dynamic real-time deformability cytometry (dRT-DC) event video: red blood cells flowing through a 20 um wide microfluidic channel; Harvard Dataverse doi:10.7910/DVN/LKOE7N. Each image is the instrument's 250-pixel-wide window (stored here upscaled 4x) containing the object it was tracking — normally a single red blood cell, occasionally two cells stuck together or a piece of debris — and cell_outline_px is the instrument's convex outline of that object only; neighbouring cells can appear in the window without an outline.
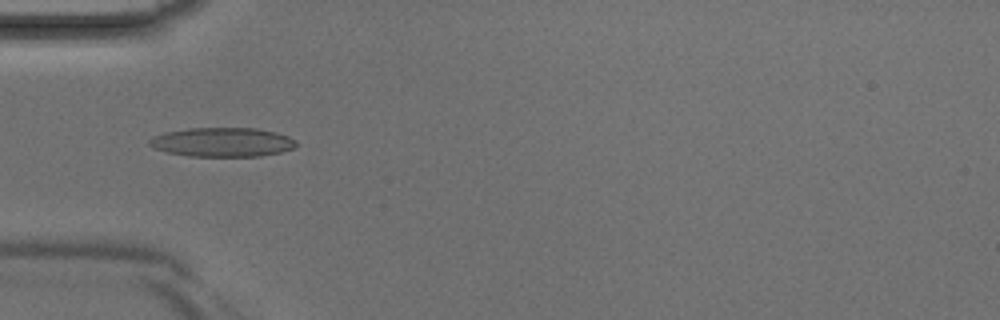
{"species": "Egyptian fruit bat (a non-hibernating species)", "species_latin": "Rousettus aegyptiacus", "temperature_condition": "room temperature", "stored_images_in_passage": 43, "camera_frame_rate_fps": 3000, "um_per_image_px": 0.085, "animal": {"sex": "male"}, "frame": {"image": 1, "passage_image": 14, "time_ms": 4.333, "image_size_px": [1000, 320], "cell_outline_px": [[296, 144], [292, 148], [280, 152], [260, 156], [188, 156], [168, 152], [152, 148], [148, 144], [148, 140], [152, 136], [164, 132], [188, 128], [256, 128], [276, 132], [288, 136], [296, 140]], "centroid_in_image_um": [18.85, 12.07], "position_along_channel_um": 66.1, "area_um2": 25.03}}
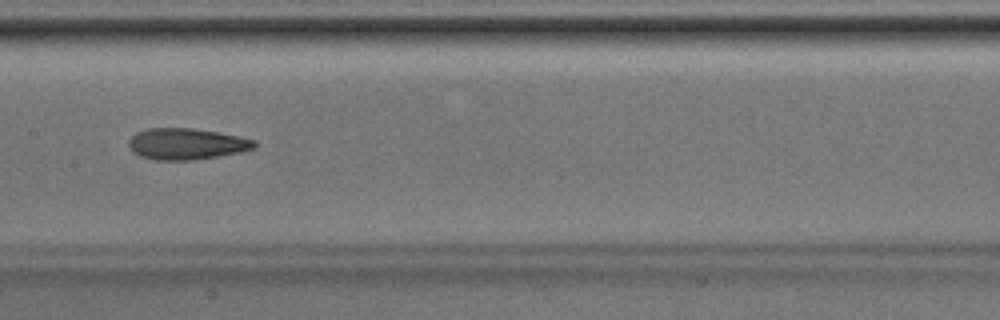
{"frame": {"image": 2, "passage_image": 22, "time_ms": 7.0, "image_size_px": [1000, 320], "cell_outline_px": [[256, 148], [240, 152], [192, 160], [156, 160], [140, 156], [132, 152], [128, 144], [128, 140], [136, 132], [148, 128], [192, 128], [240, 136], [256, 140]], "centroid_in_image_um": [15.84, 12.23], "position_along_channel_um": 191.6, "area_um2": 22.95}}
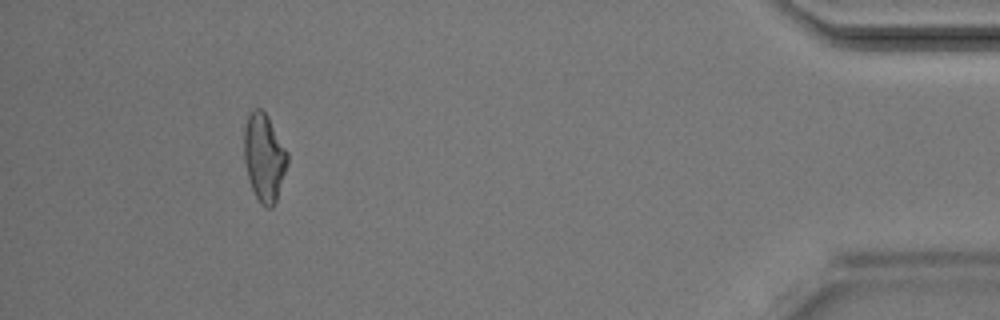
{"frame": {"image": 3, "passage_image": 40, "time_ms": 13.0, "image_size_px": [1000, 320], "cell_outline_px": [[288, 164], [276, 200], [272, 208], [264, 208], [260, 204], [252, 188], [248, 176], [244, 160], [244, 128], [248, 116], [252, 108], [260, 108], [268, 116], [288, 152]], "centroid_in_image_um": [22.46, 13.38], "position_along_channel_um": 412.7, "area_um2": 22.25}}